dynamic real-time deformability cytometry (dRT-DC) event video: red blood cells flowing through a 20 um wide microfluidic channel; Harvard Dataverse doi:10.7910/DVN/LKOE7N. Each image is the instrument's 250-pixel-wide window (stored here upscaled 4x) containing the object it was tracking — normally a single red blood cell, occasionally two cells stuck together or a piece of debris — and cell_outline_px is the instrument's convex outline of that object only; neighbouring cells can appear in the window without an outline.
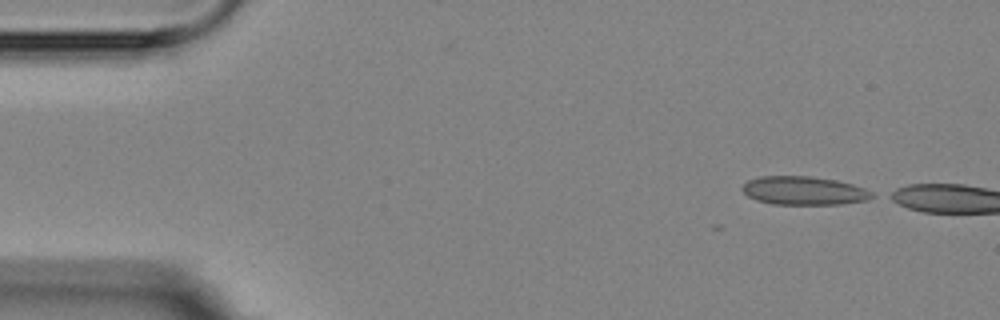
{"species": "Egyptian fruit bat (a non-hibernating species)", "species_latin": "Rousettus aegyptiacus", "temperature_condition": "room temperature", "stored_images_in_passage": 3, "camera_frame_rate_fps": 3000, "um_per_image_px": 0.085, "animal": {"sex": "female"}, "frame": {"image": 1, "passage_image": 1, "time_ms": 0.0, "image_size_px": [1000, 320], "cell_outline_px": [[876, 196], [868, 200], [840, 204], [772, 204], [756, 200], [748, 196], [740, 188], [748, 180], [760, 176], [812, 176], [836, 180], [852, 184], [864, 188], [872, 192]], "centroid_in_image_um": [68.34, 16.2], "position_along_channel_um": 16.7, "area_um2": 21.62}}